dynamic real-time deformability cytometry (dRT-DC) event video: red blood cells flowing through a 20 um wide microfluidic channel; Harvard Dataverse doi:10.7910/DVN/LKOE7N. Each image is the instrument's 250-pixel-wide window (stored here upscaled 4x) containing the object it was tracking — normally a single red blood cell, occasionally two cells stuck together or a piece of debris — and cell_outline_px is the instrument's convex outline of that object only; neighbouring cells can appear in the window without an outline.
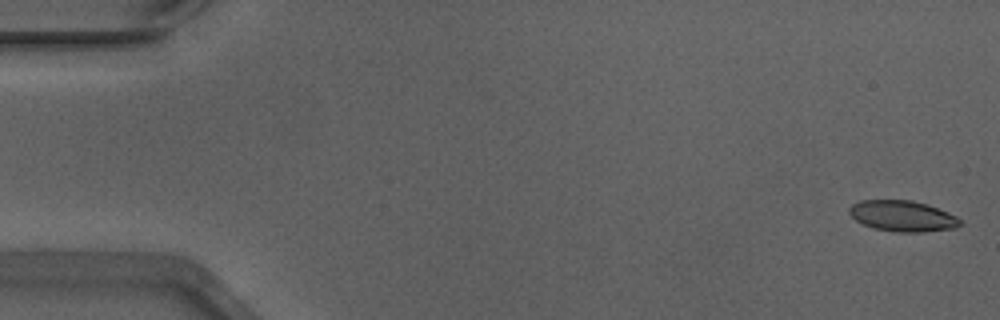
{"species": "Egyptian fruit bat (a non-hibernating species)", "species_latin": "Rousettus aegyptiacus", "temperature_condition": "warm", "stored_images_in_passage": 8, "camera_frame_rate_fps": 3000, "um_per_image_px": 0.085, "animal": {"sex": "male"}, "frame": {"image": 1, "passage_image": 1, "time_ms": 0.0, "image_size_px": [1000, 320], "cell_outline_px": [[960, 224], [956, 228], [924, 232], [892, 232], [872, 228], [856, 220], [848, 212], [848, 208], [852, 204], [860, 200], [912, 200], [928, 204], [948, 212], [956, 216], [960, 220]], "centroid_in_image_um": [76.7, 18.36], "position_along_channel_um": 8.3, "area_um2": 20.11}}